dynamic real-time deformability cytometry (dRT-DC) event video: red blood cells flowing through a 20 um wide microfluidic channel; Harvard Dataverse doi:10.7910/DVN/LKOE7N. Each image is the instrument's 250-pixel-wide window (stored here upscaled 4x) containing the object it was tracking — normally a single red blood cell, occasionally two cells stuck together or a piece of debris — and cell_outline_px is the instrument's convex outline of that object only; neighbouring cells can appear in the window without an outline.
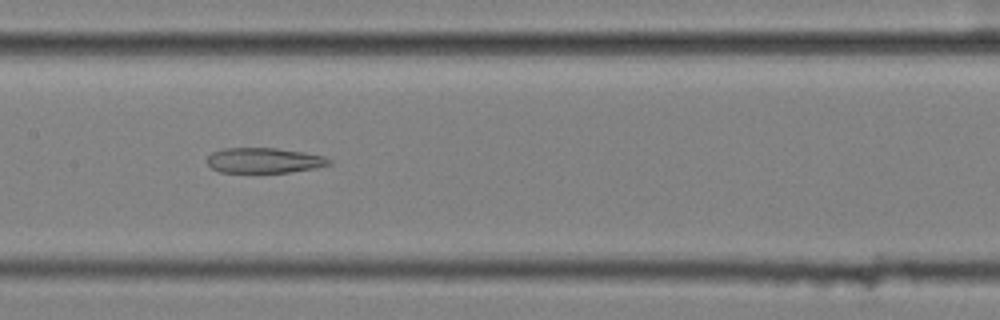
{"species": "common noctule bat (a hibernating species)", "species_latin": "Nyctalus noctula", "temperature_condition": "cold", "stored_images_in_passage": 5, "camera_frame_rate_fps": 3000, "um_per_image_px": 0.085, "animal": {"sex": "female", "body_mass_g": 25.1}, "frame": {"image": 1, "passage_image": 4, "time_ms": 1.0, "image_size_px": [1000, 320], "cell_outline_px": [[332, 164], [316, 168], [288, 172], [220, 172], [212, 168], [208, 164], [208, 156], [212, 152], [224, 148], [276, 148], [304, 152], [324, 156], [332, 160]], "centroid_in_image_um": [22.48, 13.63], "position_along_channel_um": 184.9, "area_um2": 17.92}}
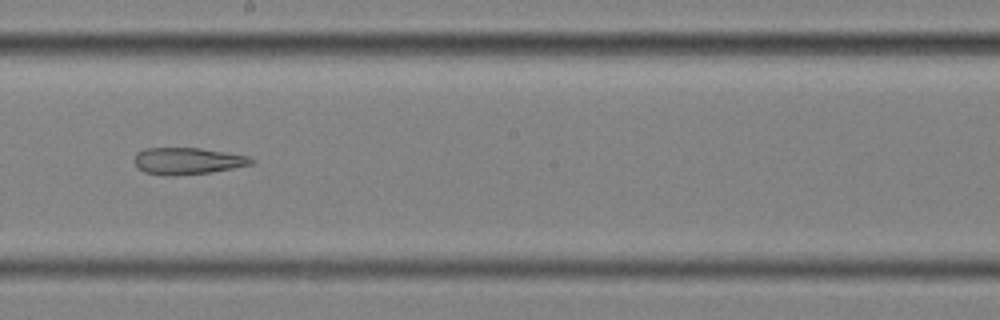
{"frame": {"image": 2, "passage_image": 5, "time_ms": 1.333, "image_size_px": [1000, 320], "cell_outline_px": [[256, 160], [252, 164], [232, 168], [208, 172], [176, 176], [168, 176], [144, 172], [132, 160], [136, 152], [144, 148], [200, 148], [248, 156]], "centroid_in_image_um": [15.9, 13.68], "position_along_channel_um": 232.3, "area_um2": 18.21}}